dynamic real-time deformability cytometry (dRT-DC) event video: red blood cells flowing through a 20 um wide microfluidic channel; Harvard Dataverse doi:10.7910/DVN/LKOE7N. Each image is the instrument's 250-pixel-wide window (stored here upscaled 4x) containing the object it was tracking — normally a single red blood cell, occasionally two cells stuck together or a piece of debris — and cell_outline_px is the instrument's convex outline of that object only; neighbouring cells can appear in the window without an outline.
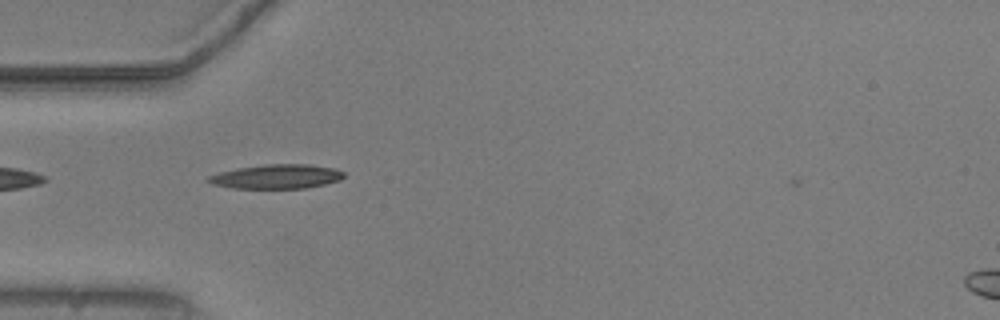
{"species": "common noctule bat (a hibernating species)", "species_latin": "Nyctalus noctula", "temperature_condition": "warm", "stored_images_in_passage": 39, "camera_frame_rate_fps": 3000, "um_per_image_px": 0.085, "animal": {"sex": "male", "body_mass_g": 20.5, "forearm_length_mm": 52.5}, "frame": {"image": 1, "passage_image": 2, "time_ms": 0.333, "image_size_px": [1000, 320], "cell_outline_px": [[344, 176], [340, 180], [308, 188], [232, 188], [212, 184], [204, 180], [208, 176], [220, 172], [236, 168], [264, 164], [308, 164], [336, 168], [344, 172]], "centroid_in_image_um": [23.5, 15.0], "position_along_channel_um": 61.5, "area_um2": 19.31}}
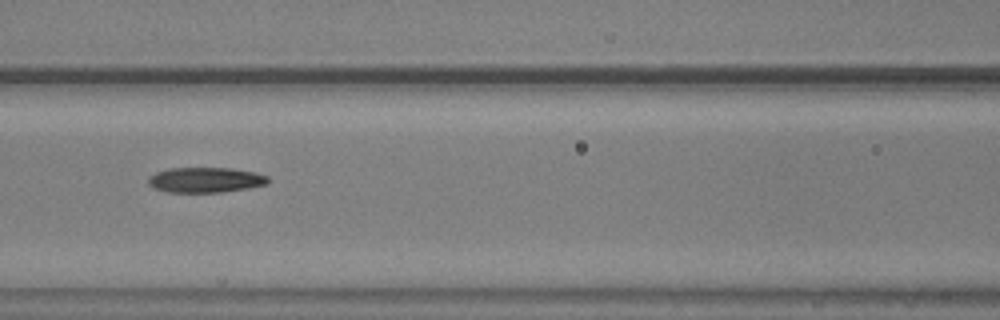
{"frame": {"image": 2, "passage_image": 9, "time_ms": 2.667, "image_size_px": [1000, 320], "cell_outline_px": [[268, 184], [248, 188], [220, 192], [168, 192], [152, 188], [148, 184], [148, 176], [156, 172], [168, 168], [232, 168], [256, 172], [268, 176]], "centroid_in_image_um": [17.44, 15.29], "position_along_channel_um": 149.2, "area_um2": 17.74}}
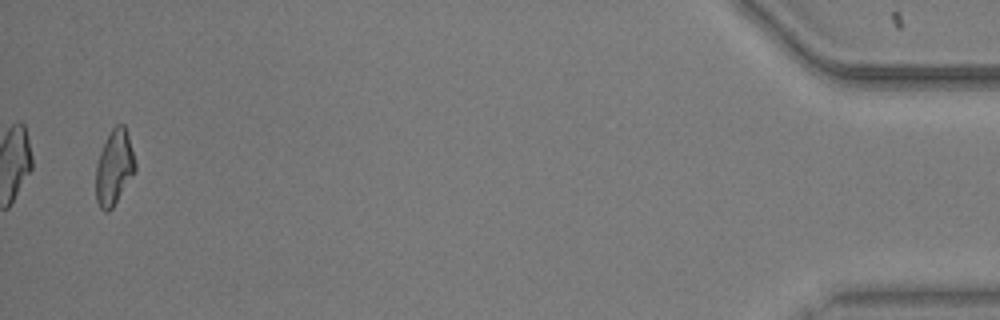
{"frame": {"image": 3, "passage_image": 38, "time_ms": 12.333, "image_size_px": [1000, 320], "cell_outline_px": [[136, 168], [112, 208], [108, 212], [104, 212], [100, 208], [96, 200], [96, 164], [100, 152], [112, 128], [116, 124], [124, 124], [128, 136], [136, 164]], "centroid_in_image_um": [9.68, 14.24], "position_along_channel_um": 425.5, "area_um2": 16.82}, "authors_computed_cell_mechanics": {"area_um2": 17.8024, "velocity_mm_per_s": 3.7764, "shape_relaxation_time_tau1_ms": null, "shape_relaxation_time_tau2_ms": 6.6743, "deformation_change_tau1": null, "deformation_change_tau2": 0.1732}}